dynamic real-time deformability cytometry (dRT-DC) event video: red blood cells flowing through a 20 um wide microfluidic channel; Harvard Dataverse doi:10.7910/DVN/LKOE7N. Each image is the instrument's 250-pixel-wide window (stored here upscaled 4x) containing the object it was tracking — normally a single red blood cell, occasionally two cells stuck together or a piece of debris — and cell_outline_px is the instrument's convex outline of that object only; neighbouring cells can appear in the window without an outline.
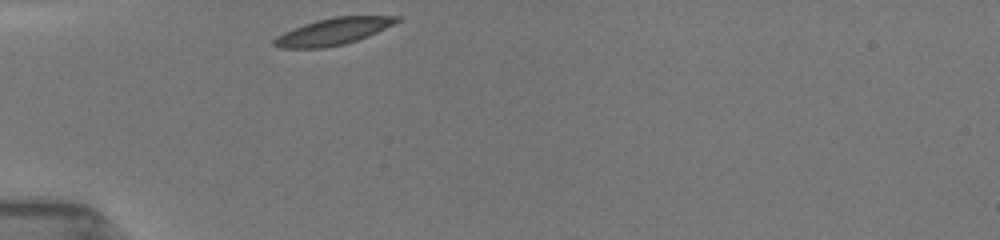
{"species": "common noctule bat (a hibernating species)", "species_latin": "Nyctalus noctula", "temperature_condition": "room temperature", "stored_images_in_passage": 11, "camera_frame_rate_fps": 3000, "um_per_image_px": 0.085, "animal": {"sex": "female", "body_mass_g": 19.5, "forearm_length_mm": 54.1}, "frame": {"image": 1, "passage_image": 1, "time_ms": 0.0, "image_size_px": [1000, 240], "cell_outline_px": [[400, 20], [368, 36], [344, 44], [324, 48], [280, 48], [272, 44], [272, 40], [276, 36], [292, 28], [316, 20], [336, 16], [400, 16]], "centroid_in_image_um": [28.26, 2.68], "position_along_channel_um": 56.7, "area_um2": 19.02}}
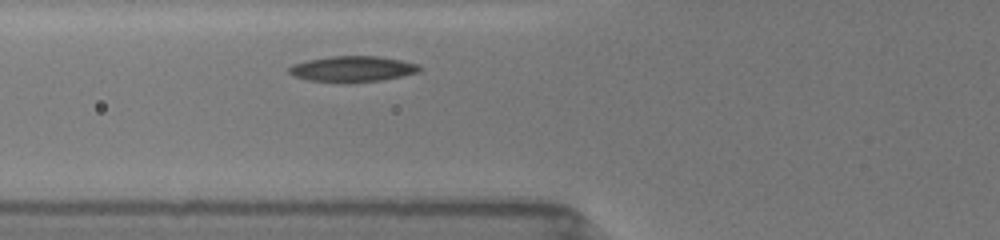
{"frame": {"image": 2, "passage_image": 8, "time_ms": 1.333, "image_size_px": [1000, 240], "cell_outline_px": [[420, 72], [380, 80], [308, 80], [296, 76], [288, 72], [288, 68], [292, 64], [308, 60], [332, 56], [376, 56], [400, 60], [420, 64]], "centroid_in_image_um": [29.99, 5.81], "position_along_channel_um": 95.8, "area_um2": 18.67}}